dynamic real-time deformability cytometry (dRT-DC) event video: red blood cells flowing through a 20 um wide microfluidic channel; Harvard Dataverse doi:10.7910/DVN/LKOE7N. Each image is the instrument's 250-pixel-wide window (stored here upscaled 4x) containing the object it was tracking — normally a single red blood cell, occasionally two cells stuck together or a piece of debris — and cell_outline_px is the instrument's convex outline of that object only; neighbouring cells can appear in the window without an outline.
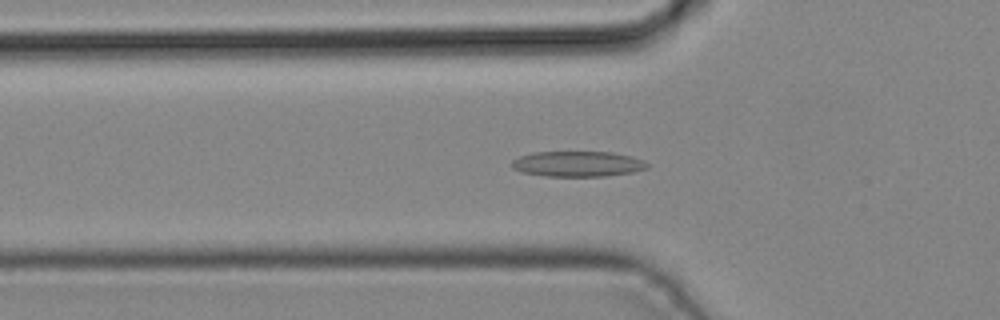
{"species": "common noctule bat (a hibernating species)", "species_latin": "Nyctalus noctula", "temperature_condition": "cold", "stored_images_in_passage": 44, "camera_frame_rate_fps": 3000, "um_per_image_px": 0.085, "animal": {"sex": "male", "body_mass_g": 19.2, "forearm_length_mm": 51.8}, "frame": {"image": 1, "passage_image": 15, "time_ms": 4.667, "image_size_px": [1000, 320], "cell_outline_px": [[648, 168], [632, 172], [604, 176], [544, 176], [524, 172], [512, 168], [512, 160], [520, 156], [532, 152], [612, 152], [632, 156], [644, 160], [648, 164]], "centroid_in_image_um": [49.12, 13.92], "position_along_channel_um": 76.7, "area_um2": 20.06}}
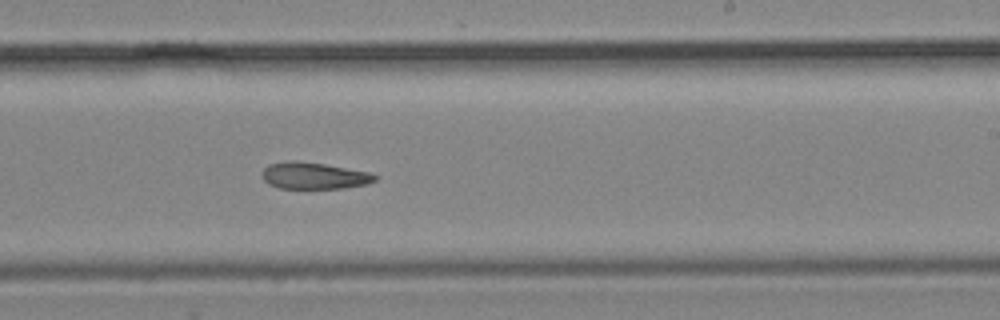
{"frame": {"image": 2, "passage_image": 27, "time_ms": 8.667, "image_size_px": [1000, 320], "cell_outline_px": [[380, 176], [376, 180], [368, 184], [340, 188], [280, 188], [268, 184], [264, 180], [264, 168], [268, 164], [292, 160], [296, 160], [324, 164], [368, 172]], "centroid_in_image_um": [26.71, 14.93], "position_along_channel_um": 262.3, "area_um2": 17.4}}
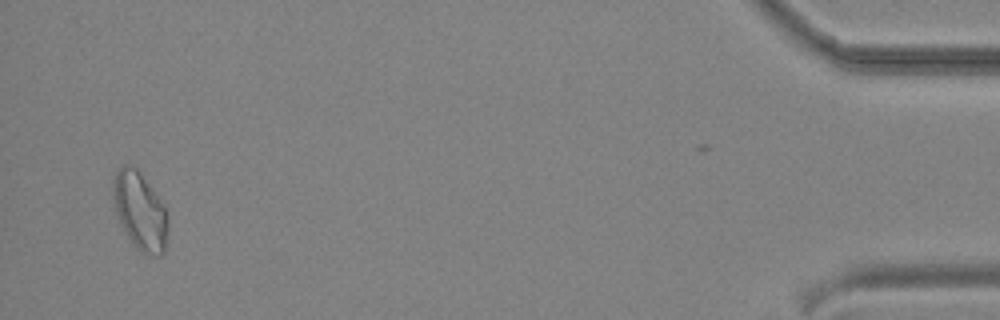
{"frame": {"image": 3, "passage_image": 43, "time_ms": 14.0, "image_size_px": [1000, 320], "cell_outline_px": [[168, 232], [164, 252], [160, 256], [152, 256], [140, 252], [136, 248], [120, 224], [116, 212], [112, 196], [112, 184], [116, 172], [124, 164], [132, 164], [140, 172], [160, 200], [168, 216]], "centroid_in_image_um": [11.9, 17.95], "position_along_channel_um": 423.3, "area_um2": 24.91}}